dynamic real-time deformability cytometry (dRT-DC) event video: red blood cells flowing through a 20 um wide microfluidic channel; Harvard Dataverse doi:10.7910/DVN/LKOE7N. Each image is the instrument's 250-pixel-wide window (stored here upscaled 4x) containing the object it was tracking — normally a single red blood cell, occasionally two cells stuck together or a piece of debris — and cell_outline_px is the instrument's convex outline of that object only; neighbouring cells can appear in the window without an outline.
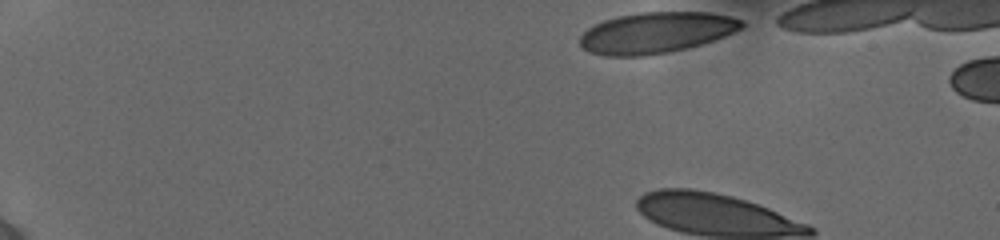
{"species": "human", "species_latin": "Homo sapiens", "temperature_condition": "cold", "stored_images_in_passage": 3, "camera_frame_rate_fps": 3000, "um_per_image_px": 0.085, "donor": {"sex": "female"}, "frame": {"image": 1, "passage_image": 1, "time_ms": 0.0, "image_size_px": [1000, 240], "cell_outline_px": [[744, 24], [740, 28], [724, 36], [700, 44], [668, 52], [644, 56], [604, 56], [588, 52], [580, 44], [580, 36], [588, 28], [604, 20], [616, 16], [640, 12], [708, 12], [728, 16], [744, 20]], "centroid_in_image_um": [55.73, 2.77], "position_along_channel_um": 29.3, "area_um2": 38.44}}